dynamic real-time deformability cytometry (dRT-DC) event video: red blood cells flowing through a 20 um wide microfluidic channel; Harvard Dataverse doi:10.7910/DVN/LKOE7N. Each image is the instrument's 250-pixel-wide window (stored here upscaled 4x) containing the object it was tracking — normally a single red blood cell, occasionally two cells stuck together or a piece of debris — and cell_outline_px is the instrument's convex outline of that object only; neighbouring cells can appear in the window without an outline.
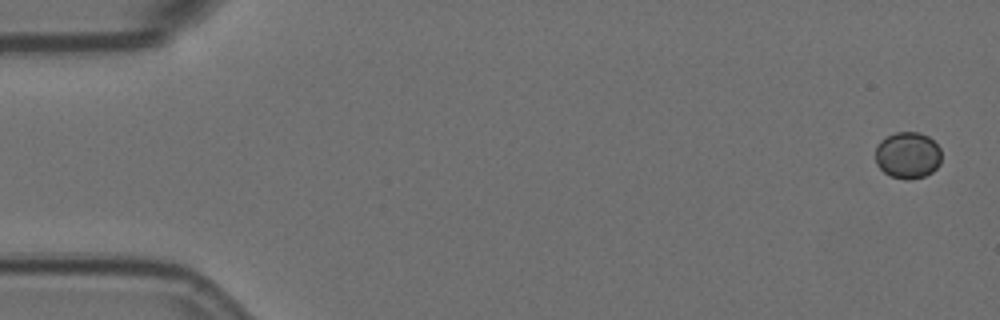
{"species": "Egyptian fruit bat (a non-hibernating species)", "species_latin": "Rousettus aegyptiacus", "temperature_condition": "room temperature", "stored_images_in_passage": 5, "camera_frame_rate_fps": 3000, "um_per_image_px": 0.085, "animal": {"sex": "female"}, "frame": {"image": 1, "passage_image": 1, "time_ms": 0.0, "image_size_px": [1000, 320], "cell_outline_px": [[940, 164], [932, 172], [924, 176], [908, 180], [892, 176], [884, 172], [876, 164], [876, 144], [884, 136], [896, 132], [920, 132], [928, 136], [940, 148]], "centroid_in_image_um": [77.14, 13.18], "position_along_channel_um": 7.9, "area_um2": 18.03}}